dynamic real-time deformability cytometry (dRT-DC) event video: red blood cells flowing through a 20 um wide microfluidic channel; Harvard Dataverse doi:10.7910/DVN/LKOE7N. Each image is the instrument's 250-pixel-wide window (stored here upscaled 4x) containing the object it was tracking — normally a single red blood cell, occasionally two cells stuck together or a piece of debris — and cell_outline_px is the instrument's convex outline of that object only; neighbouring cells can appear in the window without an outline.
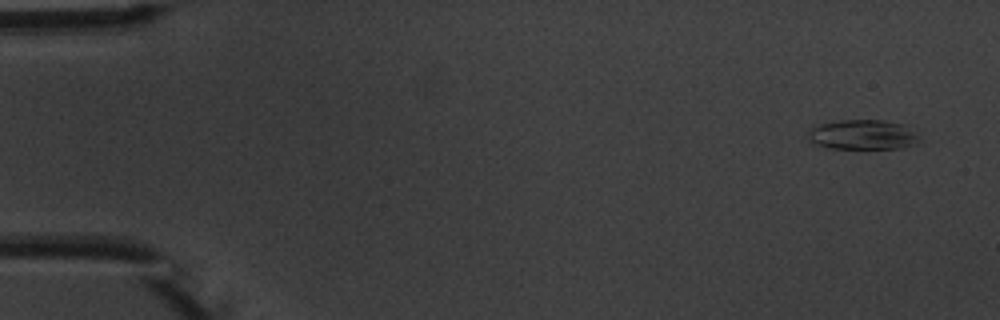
{"species": "common noctule bat (a hibernating species)", "species_latin": "Nyctalus noctula", "temperature_condition": "warm", "stored_images_in_passage": 5, "camera_frame_rate_fps": 3000, "um_per_image_px": 0.085, "animal": {"sex": "male", "body_mass_g": 20.1, "forearm_length_mm": 53.5}, "frame": {"image": 1, "passage_image": 1, "time_ms": 0.0, "image_size_px": [1000, 320], "cell_outline_px": [[920, 136], [916, 144], [904, 148], [828, 148], [816, 144], [808, 140], [808, 132], [812, 128], [820, 124], [840, 120], [884, 120], [904, 124]], "centroid_in_image_um": [73.36, 11.45], "position_along_channel_um": 11.6, "area_um2": 19.36}}
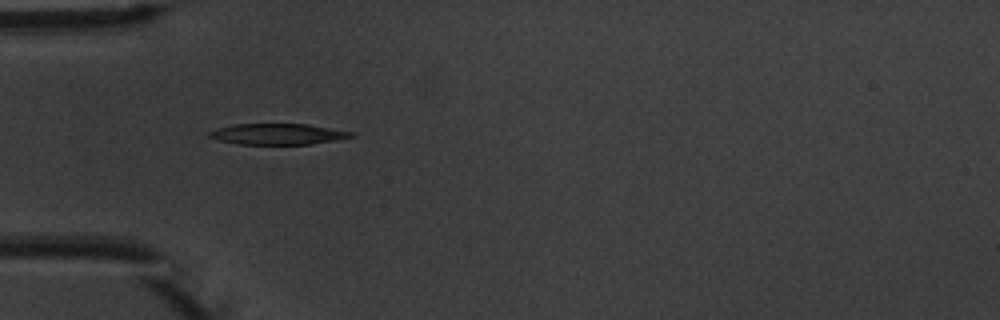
{"frame": {"image": 2, "passage_image": 5, "time_ms": 4.667, "image_size_px": [1000, 320], "cell_outline_px": [[356, 136], [336, 140], [308, 144], [236, 144], [220, 140], [208, 136], [208, 132], [216, 128], [236, 124], [308, 124], [356, 132]], "centroid_in_image_um": [23.65, 11.39], "position_along_channel_um": 61.3, "area_um2": 17.34}}